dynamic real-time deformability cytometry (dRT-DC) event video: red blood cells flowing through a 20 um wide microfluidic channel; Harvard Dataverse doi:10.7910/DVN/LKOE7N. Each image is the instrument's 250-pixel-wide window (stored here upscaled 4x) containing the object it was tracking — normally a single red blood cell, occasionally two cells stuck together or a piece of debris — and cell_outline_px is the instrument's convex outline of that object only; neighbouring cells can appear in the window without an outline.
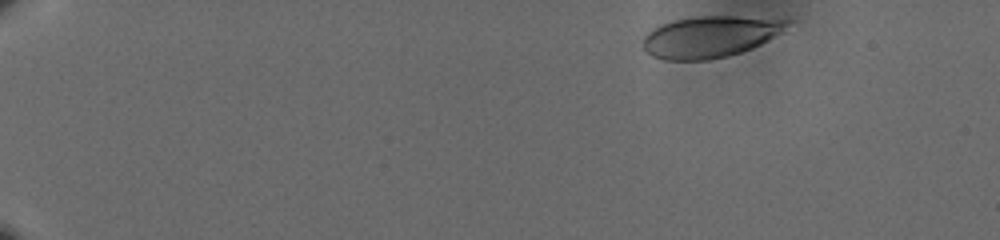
{"species": "human", "species_latin": "Homo sapiens", "temperature_condition": "cold", "stored_images_in_passage": 49, "camera_frame_rate_fps": 3000, "um_per_image_px": 0.085, "donor": {"sex": "male"}, "frame": {"image": 1, "passage_image": 1, "time_ms": 0.0, "image_size_px": [1000, 240], "cell_outline_px": [[792, 20], [780, 32], [768, 40], [752, 48], [728, 56], [708, 60], [664, 60], [652, 56], [644, 48], [644, 36], [652, 28], [660, 24], [676, 20], [696, 16], [732, 16]], "centroid_in_image_um": [60.32, 3.12], "position_along_channel_um": 24.7, "area_um2": 34.51}}
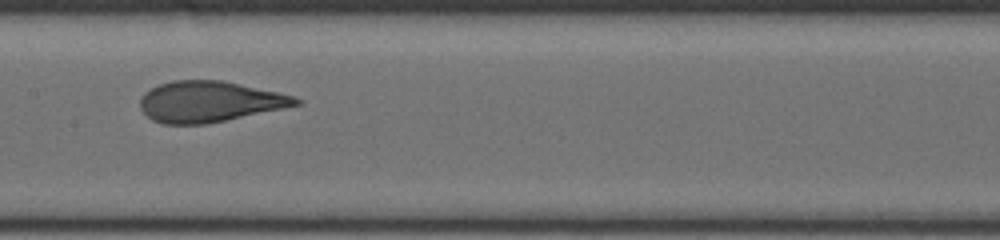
{"frame": {"image": 2, "passage_image": 26, "time_ms": 8.333, "image_size_px": [1000, 240], "cell_outline_px": [[300, 104], [284, 108], [208, 124], [164, 124], [152, 120], [140, 108], [140, 96], [144, 92], [160, 84], [172, 80], [224, 80], [296, 96], [300, 100]], "centroid_in_image_um": [17.8, 8.63], "position_along_channel_um": 189.6, "area_um2": 37.17}}
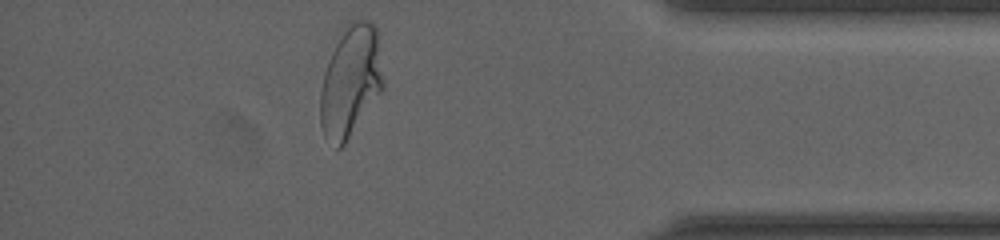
{"frame": {"image": 3, "passage_image": 46, "time_ms": 15.0, "image_size_px": [1000, 240], "cell_outline_px": [[384, 88], [344, 144], [340, 148], [336, 148], [324, 136], [320, 124], [320, 92], [324, 72], [328, 60], [348, 20], [368, 20], [376, 28], [384, 84]], "centroid_in_image_um": [29.79, 6.91], "position_along_channel_um": 405.4, "area_um2": 40.52}, "authors_computed_cell_mechanics": {"area_um2": 36.703, "velocity_mm_per_s": 3.614, "shape_relaxation_time_tau1_ms": 4.1521, "shape_relaxation_time_tau2_ms": null, "deformation_change_tau1": 0.1682, "deformation_change_tau2": null}}